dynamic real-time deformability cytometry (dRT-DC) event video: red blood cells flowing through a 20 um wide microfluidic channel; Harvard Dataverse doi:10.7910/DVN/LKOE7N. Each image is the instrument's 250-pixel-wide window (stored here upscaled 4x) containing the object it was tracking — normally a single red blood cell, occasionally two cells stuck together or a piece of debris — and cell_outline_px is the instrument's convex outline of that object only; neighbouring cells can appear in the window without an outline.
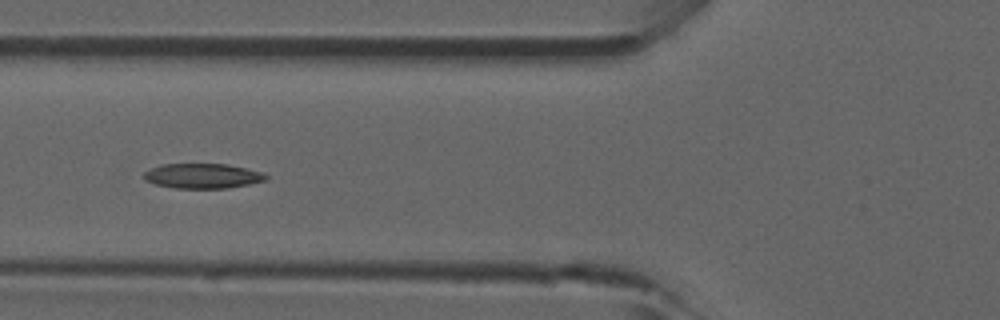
{"species": "common noctule bat (a hibernating species)", "species_latin": "Nyctalus noctula", "temperature_condition": "room temperature", "stored_images_in_passage": 23, "camera_frame_rate_fps": 3000, "um_per_image_px": 0.085, "animal": {"sex": "male", "forearm_length_mm": 52.5}, "frame": {"image": 1, "passage_image": 7, "time_ms": 2.0, "image_size_px": [1000, 320], "cell_outline_px": [[268, 176], [264, 180], [248, 184], [228, 188], [176, 188], [156, 184], [144, 180], [144, 172], [160, 164], [228, 164], [264, 172]], "centroid_in_image_um": [17.22, 14.95], "position_along_channel_um": 108.6, "area_um2": 17.63}}
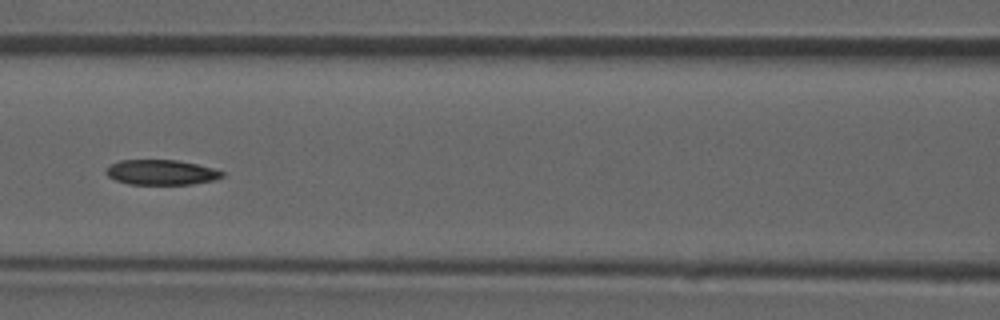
{"frame": {"image": 2, "passage_image": 10, "time_ms": 3.0, "image_size_px": [1000, 320], "cell_outline_px": [[224, 176], [216, 180], [192, 184], [128, 184], [116, 180], [108, 176], [104, 172], [104, 168], [120, 160], [176, 160], [196, 164], [212, 168], [224, 172]], "centroid_in_image_um": [13.69, 14.65], "position_along_channel_um": 152.9, "area_um2": 16.99}}